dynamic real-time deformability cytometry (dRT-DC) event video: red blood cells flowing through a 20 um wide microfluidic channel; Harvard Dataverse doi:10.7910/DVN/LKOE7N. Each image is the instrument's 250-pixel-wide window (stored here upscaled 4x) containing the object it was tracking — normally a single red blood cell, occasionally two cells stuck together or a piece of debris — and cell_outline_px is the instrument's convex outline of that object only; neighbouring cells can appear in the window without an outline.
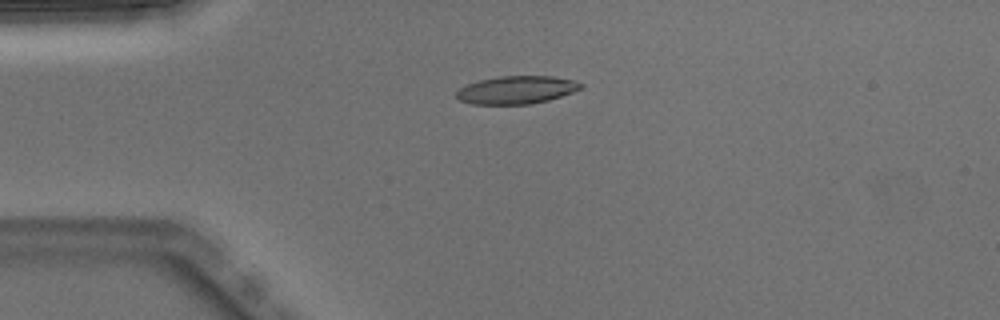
{"species": "Egyptian fruit bat (a non-hibernating species)", "species_latin": "Rousettus aegyptiacus", "temperature_condition": "warm", "stored_images_in_passage": 5, "camera_frame_rate_fps": 3000, "um_per_image_px": 0.085, "animal": {"sex": "male"}, "frame": {"image": 1, "passage_image": 5, "time_ms": 1.333, "image_size_px": [1000, 320], "cell_outline_px": [[584, 88], [548, 100], [532, 104], [472, 104], [460, 100], [456, 96], [456, 92], [464, 84], [480, 80], [500, 76], [552, 76], [572, 80], [584, 84]], "centroid_in_image_um": [43.9, 7.64], "position_along_channel_um": 41.1, "area_um2": 20.23}}